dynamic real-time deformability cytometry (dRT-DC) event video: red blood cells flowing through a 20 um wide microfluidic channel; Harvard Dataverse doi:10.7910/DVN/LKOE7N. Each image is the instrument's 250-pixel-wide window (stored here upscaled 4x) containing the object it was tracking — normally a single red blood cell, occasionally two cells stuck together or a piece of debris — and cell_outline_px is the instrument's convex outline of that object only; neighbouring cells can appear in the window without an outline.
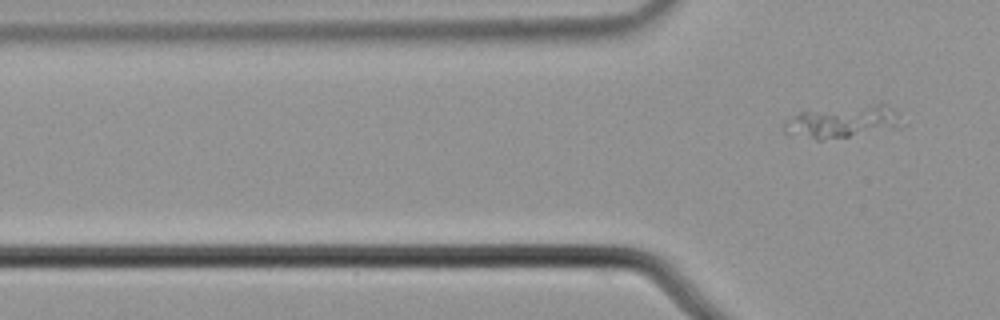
{"species": "common noctule bat (a hibernating species)", "species_latin": "Nyctalus noctula", "temperature_condition": "cold", "stored_images_in_passage": 5, "camera_frame_rate_fps": 3000, "um_per_image_px": 0.085, "animal": {"sex": "male", "body_mass_g": 21.5, "forearm_length_mm": 52.0}, "frame": {"image": 1, "passage_image": 5, "time_ms": 1.333, "image_size_px": [1000, 320], "cell_outline_px": [[908, 124], [904, 128], [824, 140], [816, 140], [784, 132], [780, 128], [784, 124], [800, 112], [880, 100], [892, 108]], "centroid_in_image_um": [71.81, 10.3], "position_along_channel_um": 54.0, "area_um2": 23.41}}